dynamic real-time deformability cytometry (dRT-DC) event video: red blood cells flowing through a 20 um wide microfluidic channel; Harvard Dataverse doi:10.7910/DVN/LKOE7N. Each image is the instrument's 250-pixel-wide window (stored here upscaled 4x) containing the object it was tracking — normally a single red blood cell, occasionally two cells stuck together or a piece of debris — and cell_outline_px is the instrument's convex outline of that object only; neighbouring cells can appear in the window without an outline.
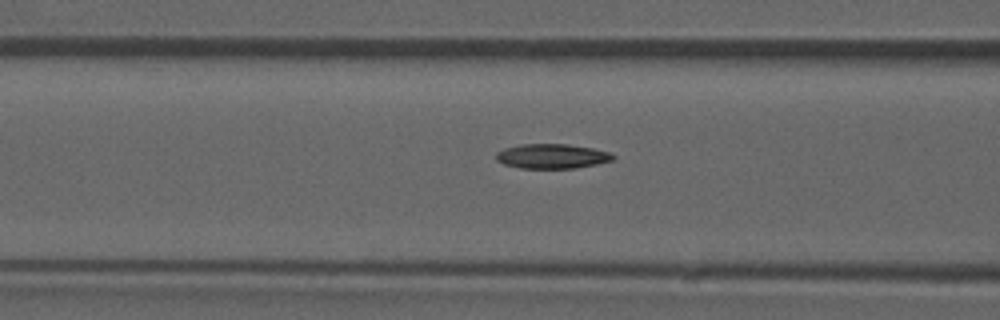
{"species": "common noctule bat (a hibernating species)", "species_latin": "Nyctalus noctula", "temperature_condition": "room temperature", "stored_images_in_passage": 32, "camera_frame_rate_fps": 3000, "um_per_image_px": 0.085, "animal": {"sex": "male", "forearm_length_mm": 52.5}, "frame": {"image": 1, "passage_image": 10, "time_ms": 3.0, "image_size_px": [1000, 320], "cell_outline_px": [[616, 156], [612, 160], [596, 164], [576, 168], [520, 168], [504, 164], [496, 160], [496, 152], [504, 148], [520, 144], [568, 144], [592, 148], [608, 152]], "centroid_in_image_um": [46.89, 13.27], "position_along_channel_um": 119.7, "area_um2": 16.76}}